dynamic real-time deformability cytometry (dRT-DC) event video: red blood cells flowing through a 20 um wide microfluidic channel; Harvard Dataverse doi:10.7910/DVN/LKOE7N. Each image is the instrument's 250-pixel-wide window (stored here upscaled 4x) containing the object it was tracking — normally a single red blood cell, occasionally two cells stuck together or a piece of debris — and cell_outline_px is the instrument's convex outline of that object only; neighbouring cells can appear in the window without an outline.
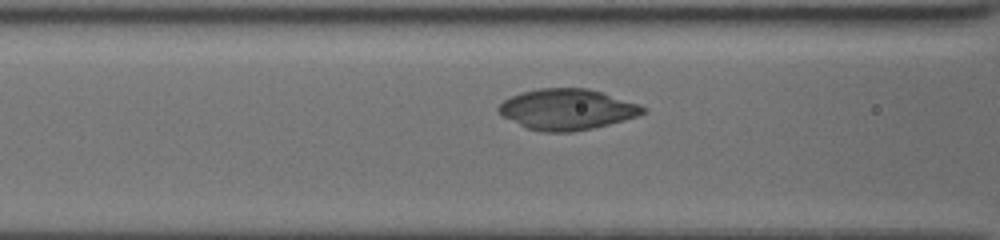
{"species": "common noctule bat (a hibernating species)", "species_latin": "Nyctalus noctula", "temperature_condition": "cold", "stored_images_in_passage": 45, "camera_frame_rate_fps": 3000, "um_per_image_px": 0.085, "animal": {"sex": "female", "body_mass_g": 19.5, "forearm_length_mm": 54.1}, "frame": {"image": 1, "passage_image": 15, "time_ms": 4.667, "image_size_px": [1000, 240], "cell_outline_px": [[644, 112], [636, 116], [624, 120], [592, 128], [572, 132], [544, 132], [528, 128], [504, 116], [496, 108], [504, 100], [520, 92], [540, 88], [588, 88], [640, 104], [644, 108]], "centroid_in_image_um": [48.19, 9.29], "position_along_channel_um": 118.4, "area_um2": 33.87}}
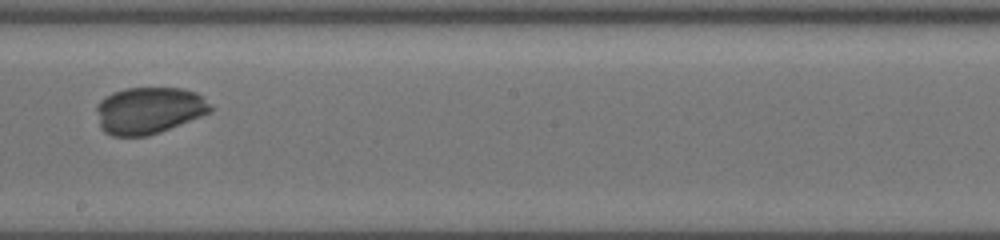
{"frame": {"image": 2, "passage_image": 24, "time_ms": 7.667, "image_size_px": [1000, 240], "cell_outline_px": [[212, 112], [160, 132], [148, 136], [112, 136], [104, 132], [100, 128], [96, 108], [100, 100], [104, 96], [112, 92], [124, 88], [184, 88], [196, 92], [212, 104]], "centroid_in_image_um": [12.66, 9.38], "position_along_channel_um": 235.5, "area_um2": 31.39}}
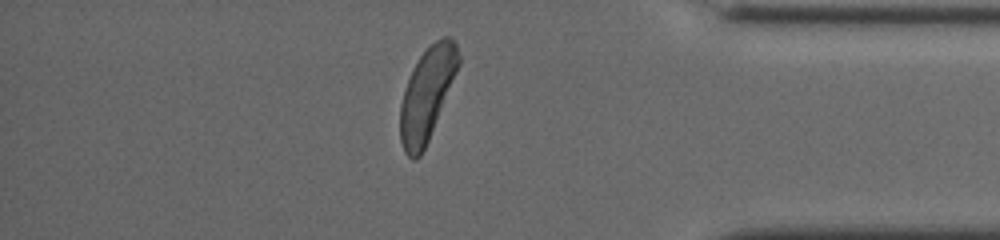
{"frame": {"image": 3, "passage_image": 38, "time_ms": 12.333, "image_size_px": [1000, 240], "cell_outline_px": [[460, 64], [428, 140], [420, 156], [416, 160], [412, 160], [404, 152], [400, 140], [400, 104], [412, 68], [420, 56], [436, 40], [444, 36], [448, 36], [456, 40], [460, 56]], "centroid_in_image_um": [36.3, 7.99], "position_along_channel_um": 398.9, "area_um2": 31.15}}